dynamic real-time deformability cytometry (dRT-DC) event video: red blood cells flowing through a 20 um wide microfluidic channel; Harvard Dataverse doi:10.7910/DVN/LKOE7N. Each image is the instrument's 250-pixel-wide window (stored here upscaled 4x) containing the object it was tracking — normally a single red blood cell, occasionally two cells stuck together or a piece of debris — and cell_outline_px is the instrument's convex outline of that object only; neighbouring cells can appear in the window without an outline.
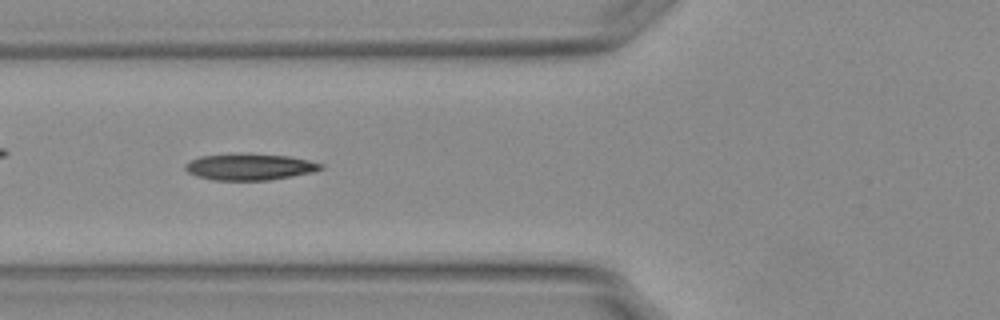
{"species": "Egyptian fruit bat (a non-hibernating species)", "species_latin": "Rousettus aegyptiacus", "temperature_condition": "warm", "stored_images_in_passage": 39, "camera_frame_rate_fps": 3000, "um_per_image_px": 0.085, "animal": {"sex": "female"}, "frame": {"image": 1, "passage_image": 6, "time_ms": 1.667, "image_size_px": [1000, 320], "cell_outline_px": [[324, 168], [312, 172], [292, 176], [268, 180], [212, 180], [196, 176], [188, 172], [184, 168], [184, 164], [200, 156], [288, 156], [308, 160], [324, 164]], "centroid_in_image_um": [21.24, 14.23], "position_along_channel_um": 104.6, "area_um2": 19.88}}
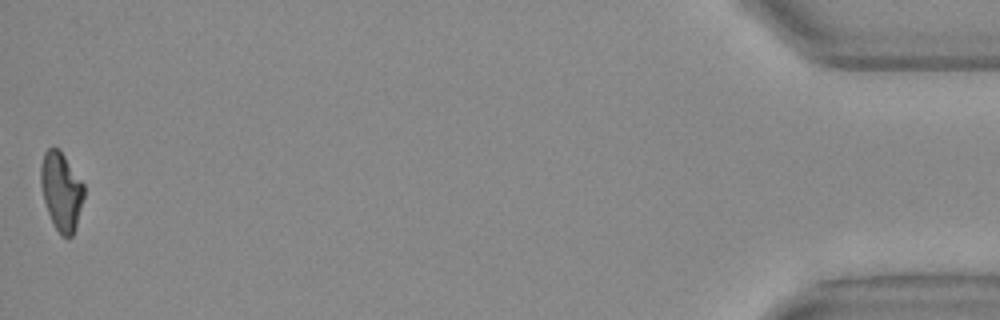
{"frame": {"image": 2, "passage_image": 39, "time_ms": 12.667, "image_size_px": [1000, 320], "cell_outline_px": [[84, 196], [76, 224], [72, 236], [68, 240], [60, 236], [48, 212], [44, 200], [40, 184], [40, 168], [44, 152], [48, 148], [56, 148], [64, 156], [84, 184]], "centroid_in_image_um": [5.2, 16.28], "position_along_channel_um": 430.0, "area_um2": 19.48}, "authors_computed_cell_mechanics": {"area_um2": 20.1722, "velocity_mm_per_s": 3.7966, "shape_relaxation_time_tau1_ms": 10.4506, "shape_relaxation_time_tau2_ms": 2.4133, "deformation_change_tau1": 0.2961, "deformation_change_tau2": 0.0969}}